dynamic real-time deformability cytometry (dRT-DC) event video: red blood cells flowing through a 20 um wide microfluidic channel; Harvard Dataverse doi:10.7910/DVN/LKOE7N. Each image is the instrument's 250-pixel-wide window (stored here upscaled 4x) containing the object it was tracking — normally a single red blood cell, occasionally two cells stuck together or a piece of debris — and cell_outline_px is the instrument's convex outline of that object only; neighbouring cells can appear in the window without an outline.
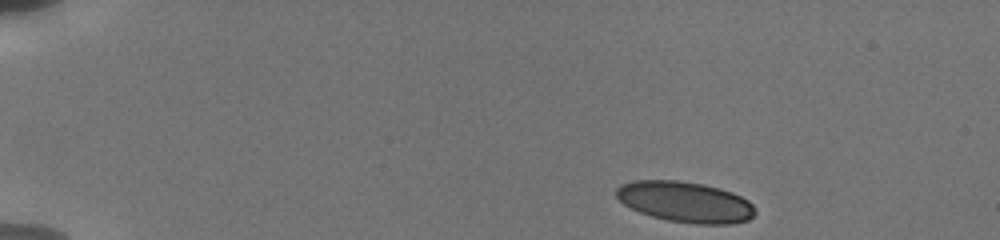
{"species": "human", "species_latin": "Homo sapiens", "temperature_condition": "cold", "stored_images_in_passage": 19, "camera_frame_rate_fps": 3000, "um_per_image_px": 0.085, "donor": {"sex": "male"}, "frame": {"image": 1, "passage_image": 1, "time_ms": 0.0, "image_size_px": [1000, 240], "cell_outline_px": [[756, 212], [748, 220], [732, 224], [696, 224], [668, 220], [652, 216], [640, 212], [624, 204], [616, 196], [616, 188], [620, 184], [632, 180], [676, 180], [704, 184], [720, 188], [732, 192], [748, 200], [756, 208]], "centroid_in_image_um": [58.26, 17.15], "position_along_channel_um": 26.7, "area_um2": 33.06}}
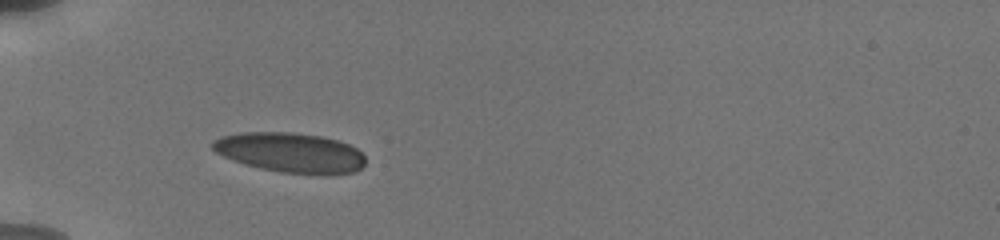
{"frame": {"image": 2, "passage_image": 15, "time_ms": 3.333, "image_size_px": [1000, 240], "cell_outline_px": [[364, 164], [360, 168], [352, 172], [324, 176], [320, 176], [280, 172], [260, 168], [244, 164], [232, 160], [216, 152], [212, 148], [212, 140], [220, 136], [240, 132], [292, 132], [324, 136], [348, 144], [356, 148], [364, 156]], "centroid_in_image_um": [24.67, 12.98], "position_along_channel_um": 60.3, "area_um2": 35.95}}
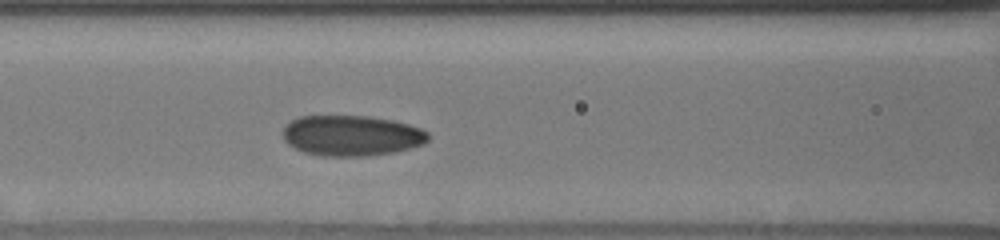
{"frame": {"image": 3, "passage_image": 19, "time_ms": 5.667, "image_size_px": [1000, 240], "cell_outline_px": [[428, 140], [424, 144], [396, 152], [364, 156], [320, 156], [304, 152], [288, 144], [284, 140], [284, 128], [292, 120], [300, 116], [368, 116], [392, 120], [408, 124], [420, 128], [428, 132]], "centroid_in_image_um": [29.9, 11.53], "position_along_channel_um": 136.7, "area_um2": 34.28}}